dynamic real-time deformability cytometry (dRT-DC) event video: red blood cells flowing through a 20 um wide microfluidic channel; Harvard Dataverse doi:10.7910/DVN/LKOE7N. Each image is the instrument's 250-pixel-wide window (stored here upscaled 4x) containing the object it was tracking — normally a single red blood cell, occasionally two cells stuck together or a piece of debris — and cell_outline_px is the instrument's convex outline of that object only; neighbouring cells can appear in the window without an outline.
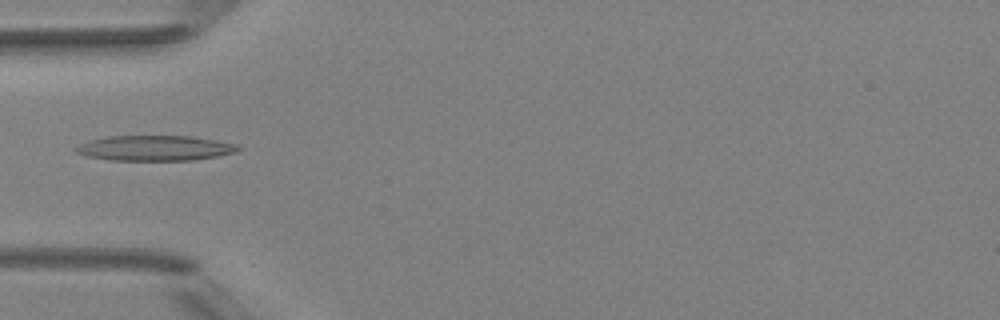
{"species": "Egyptian fruit bat (a non-hibernating species)", "species_latin": "Rousettus aegyptiacus", "temperature_condition": "room temperature", "stored_images_in_passage": 3, "camera_frame_rate_fps": 3000, "um_per_image_px": 0.085, "animal": {"sex": "female"}, "frame": {"image": 1, "passage_image": 3, "time_ms": 2.333, "image_size_px": [1000, 320], "cell_outline_px": [[240, 148], [236, 152], [216, 156], [192, 160], [112, 160], [88, 156], [76, 152], [72, 148], [92, 140], [108, 136], [192, 136], [216, 140], [236, 144]], "centroid_in_image_um": [13.18, 12.58], "position_along_channel_um": 71.8, "area_um2": 23.58}}